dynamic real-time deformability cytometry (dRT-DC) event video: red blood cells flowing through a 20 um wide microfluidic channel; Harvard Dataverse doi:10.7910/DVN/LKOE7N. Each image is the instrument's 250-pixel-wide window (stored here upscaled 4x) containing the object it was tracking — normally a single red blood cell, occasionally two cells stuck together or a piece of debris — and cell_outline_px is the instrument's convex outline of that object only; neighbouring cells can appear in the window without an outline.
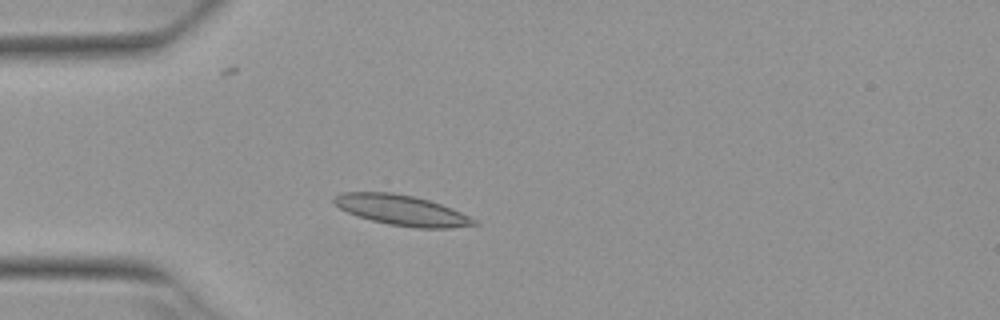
{"species": "Egyptian fruit bat (a non-hibernating species)", "species_latin": "Rousettus aegyptiacus", "temperature_condition": "warm", "stored_images_in_passage": 3, "camera_frame_rate_fps": 3000, "um_per_image_px": 0.085, "animal": {"sex": "female"}, "frame": {"image": 1, "passage_image": 3, "time_ms": 0.667, "image_size_px": [1000, 320], "cell_outline_px": [[480, 224], [452, 228], [416, 228], [388, 224], [356, 216], [340, 208], [332, 200], [340, 192], [392, 192], [412, 196], [428, 200], [452, 208], [476, 220]], "centroid_in_image_um": [34.15, 17.87], "position_along_channel_um": 50.8, "area_um2": 24.62}}